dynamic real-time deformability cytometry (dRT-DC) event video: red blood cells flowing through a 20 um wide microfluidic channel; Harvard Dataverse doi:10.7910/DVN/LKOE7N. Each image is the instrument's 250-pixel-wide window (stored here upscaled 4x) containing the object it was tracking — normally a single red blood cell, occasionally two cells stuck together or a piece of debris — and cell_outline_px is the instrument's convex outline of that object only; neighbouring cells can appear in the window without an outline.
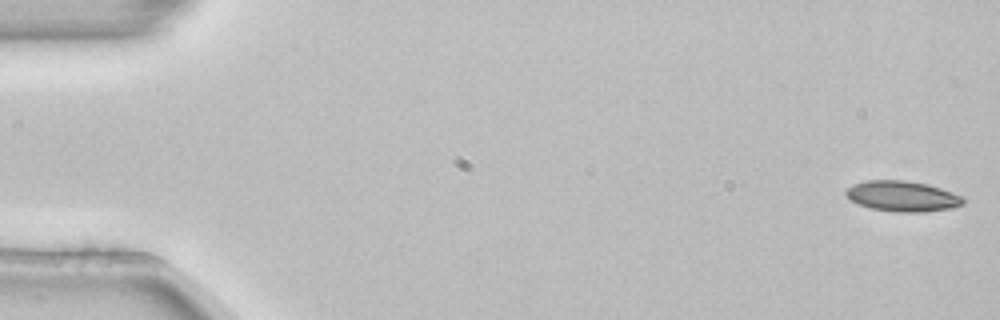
{"species": "common noctule bat (a hibernating species)", "species_latin": "Nyctalus noctula", "temperature_condition": "room temperature", "stored_images_in_passage": 4, "camera_frame_rate_fps": 3000, "um_per_image_px": 0.085, "animal": {"sex": "female", "body_mass_g": 22.7, "forearm_length_mm": 54.2}, "frame": {"image": 1, "passage_image": 1, "time_ms": 0.0, "image_size_px": [1000, 320], "cell_outline_px": [[964, 204], [952, 208], [924, 212], [896, 212], [872, 208], [860, 204], [852, 200], [844, 192], [848, 188], [856, 184], [868, 180], [904, 180], [928, 184], [952, 192], [960, 196], [964, 200]], "centroid_in_image_um": [76.74, 16.68], "position_along_channel_um": 8.3, "area_um2": 20.58}}
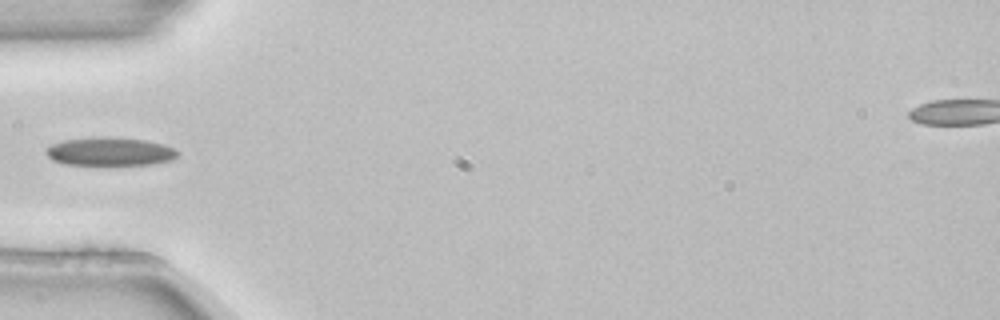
{"frame": {"image": 2, "passage_image": 4, "time_ms": 1.0, "image_size_px": [1000, 320], "cell_outline_px": [[176, 156], [172, 160], [152, 164], [108, 168], [104, 168], [64, 164], [52, 160], [44, 152], [44, 148], [52, 144], [64, 140], [104, 136], [144, 140], [164, 144], [172, 148], [176, 152]], "centroid_in_image_um": [9.27, 12.94], "position_along_channel_um": 75.7, "area_um2": 22.83}}